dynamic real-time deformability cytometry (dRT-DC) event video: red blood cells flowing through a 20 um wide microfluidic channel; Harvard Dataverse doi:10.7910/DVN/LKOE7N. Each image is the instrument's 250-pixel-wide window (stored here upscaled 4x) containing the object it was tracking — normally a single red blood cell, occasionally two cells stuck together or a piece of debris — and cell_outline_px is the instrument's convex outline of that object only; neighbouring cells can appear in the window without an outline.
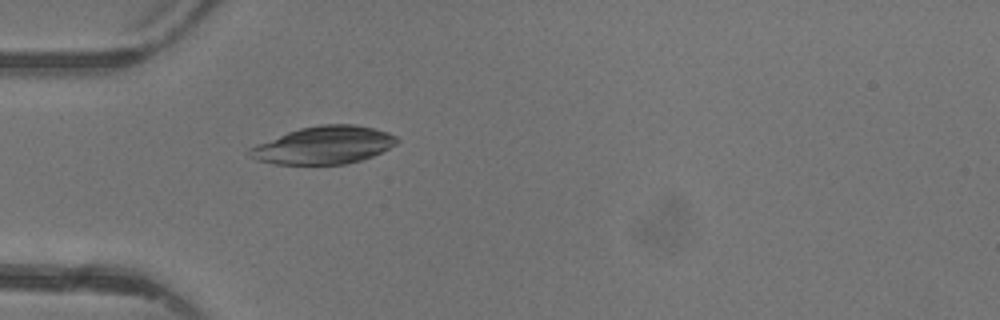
{"species": "common noctule bat (a hibernating species)", "species_latin": "Nyctalus noctula", "temperature_condition": "warm", "stored_images_in_passage": 2, "camera_frame_rate_fps": 3000, "um_per_image_px": 0.085, "animal": {"sex": "female"}, "frame": {"image": 1, "passage_image": 2, "time_ms": 1.333, "image_size_px": [1000, 320], "cell_outline_px": [[400, 140], [396, 144], [372, 156], [360, 160], [344, 164], [276, 164], [256, 160], [248, 156], [248, 148], [256, 144], [288, 132], [300, 128], [320, 124], [356, 124], [388, 132], [396, 136]], "centroid_in_image_um": [27.5, 12.33], "position_along_channel_um": 57.5, "area_um2": 32.25}}